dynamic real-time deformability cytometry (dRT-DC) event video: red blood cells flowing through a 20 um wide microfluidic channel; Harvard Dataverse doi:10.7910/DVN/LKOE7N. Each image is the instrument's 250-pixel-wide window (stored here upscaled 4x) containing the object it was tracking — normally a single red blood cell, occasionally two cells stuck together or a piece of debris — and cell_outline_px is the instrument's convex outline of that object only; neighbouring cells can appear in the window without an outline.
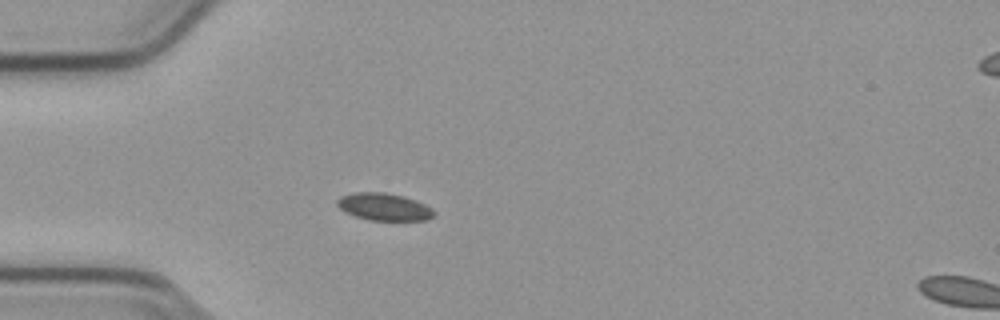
{"species": "common noctule bat (a hibernating species)", "species_latin": "Nyctalus noctula", "temperature_condition": "cold", "stored_images_in_passage": 54, "camera_frame_rate_fps": 3000, "um_per_image_px": 0.085, "animal": {"sex": "male", "body_mass_g": 23.1, "forearm_length_mm": 52.7}, "frame": {"image": 1, "passage_image": 15, "time_ms": 4.667, "image_size_px": [1000, 320], "cell_outline_px": [[436, 212], [428, 220], [368, 220], [344, 212], [336, 204], [336, 200], [340, 196], [356, 192], [384, 192], [404, 196], [424, 204], [432, 208]], "centroid_in_image_um": [32.62, 17.58], "position_along_channel_um": 52.4, "area_um2": 15.43}}
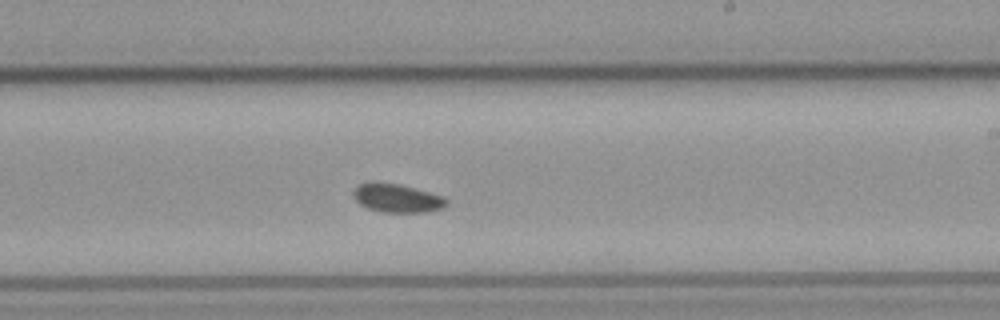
{"frame": {"image": 2, "passage_image": 32, "time_ms": 10.333, "image_size_px": [1000, 320], "cell_outline_px": [[448, 204], [444, 208], [424, 212], [384, 212], [368, 208], [360, 204], [352, 196], [352, 192], [360, 184], [372, 180], [376, 180], [400, 184], [444, 196], [448, 200]], "centroid_in_image_um": [33.74, 16.81], "position_along_channel_um": 255.3, "area_um2": 15.78}}
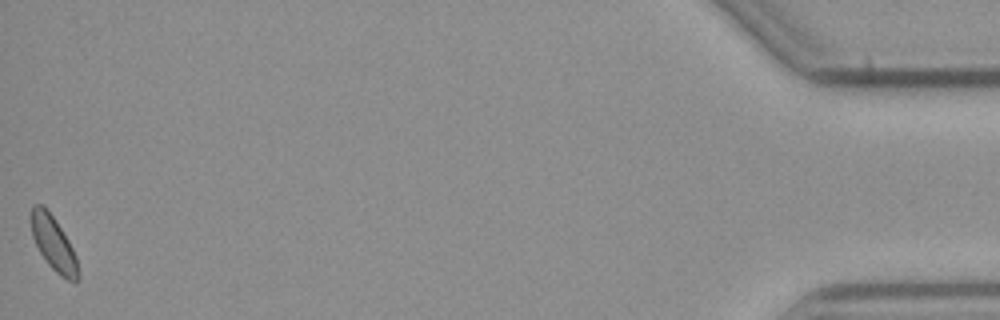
{"frame": {"image": 3, "passage_image": 54, "time_ms": 17.667, "image_size_px": [1000, 320], "cell_outline_px": [[80, 276], [76, 280], [68, 280], [60, 276], [48, 264], [40, 252], [32, 236], [32, 204], [44, 204], [56, 220], [68, 240], [76, 256], [80, 272]], "centroid_in_image_um": [4.57, 20.7], "position_along_channel_um": 430.6, "area_um2": 14.74}}